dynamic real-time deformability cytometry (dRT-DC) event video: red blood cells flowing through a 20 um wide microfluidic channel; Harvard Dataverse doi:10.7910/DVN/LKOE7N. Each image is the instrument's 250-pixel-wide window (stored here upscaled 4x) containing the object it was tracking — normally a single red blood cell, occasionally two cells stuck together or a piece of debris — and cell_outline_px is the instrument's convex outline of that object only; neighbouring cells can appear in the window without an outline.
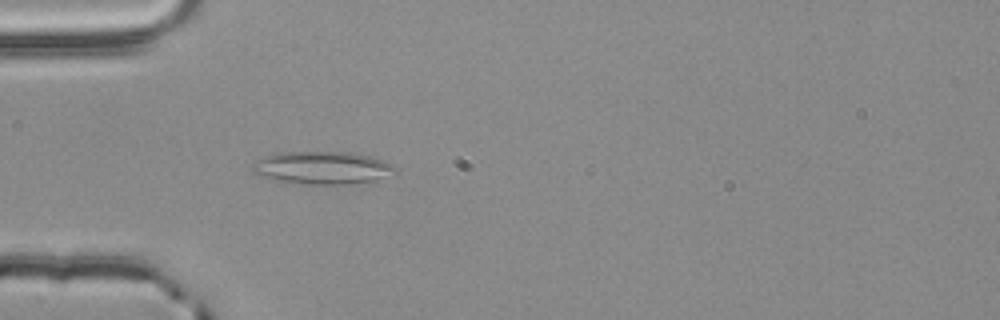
{"species": "common noctule bat (a hibernating species)", "species_latin": "Nyctalus noctula", "temperature_condition": "room temperature", "stored_images_in_passage": 55, "camera_frame_rate_fps": 3000, "um_per_image_px": 0.085, "animal": {"sex": "male", "body_mass_g": 20.4}, "frame": {"image": 1, "passage_image": 17, "time_ms": 5.333, "image_size_px": [1000, 320], "cell_outline_px": [[396, 172], [376, 180], [348, 184], [308, 184], [272, 180], [260, 176], [252, 172], [252, 164], [256, 160], [264, 156], [276, 152], [352, 152], [368, 156], [392, 164], [396, 168]], "centroid_in_image_um": [27.34, 14.26], "position_along_channel_um": 57.7, "area_um2": 27.28}}
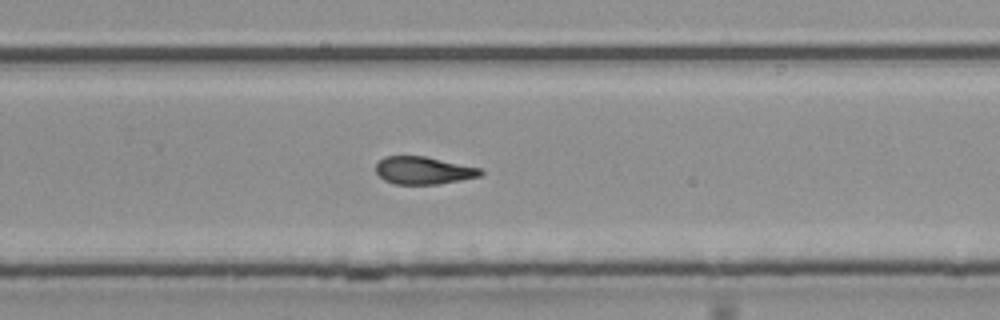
{"frame": {"image": 2, "passage_image": 36, "time_ms": 11.667, "image_size_px": [1000, 320], "cell_outline_px": [[484, 172], [480, 176], [440, 184], [396, 184], [384, 180], [376, 172], [376, 164], [384, 156], [424, 156], [480, 168]], "centroid_in_image_um": [35.98, 14.49], "position_along_channel_um": 293.8, "area_um2": 16.7}}
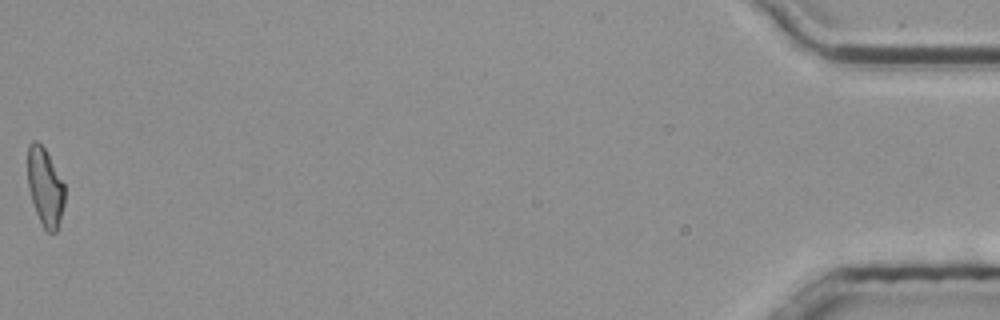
{"frame": {"image": 3, "passage_image": 55, "time_ms": 18.0, "image_size_px": [1000, 320], "cell_outline_px": [[64, 204], [56, 232], [48, 232], [44, 228], [36, 212], [28, 188], [28, 144], [32, 140], [36, 140], [44, 148], [64, 184]], "centroid_in_image_um": [3.82, 15.89], "position_along_channel_um": 431.4, "area_um2": 16.47}, "authors_computed_cell_mechanics": {"area_um2": 17.8602, "velocity_mm_per_s": 3.829, "shape_relaxation_time_tau1_ms": null, "shape_relaxation_time_tau2_ms": 6.3736, "deformation_change_tau1": null, "deformation_change_tau2": 0.1551}}